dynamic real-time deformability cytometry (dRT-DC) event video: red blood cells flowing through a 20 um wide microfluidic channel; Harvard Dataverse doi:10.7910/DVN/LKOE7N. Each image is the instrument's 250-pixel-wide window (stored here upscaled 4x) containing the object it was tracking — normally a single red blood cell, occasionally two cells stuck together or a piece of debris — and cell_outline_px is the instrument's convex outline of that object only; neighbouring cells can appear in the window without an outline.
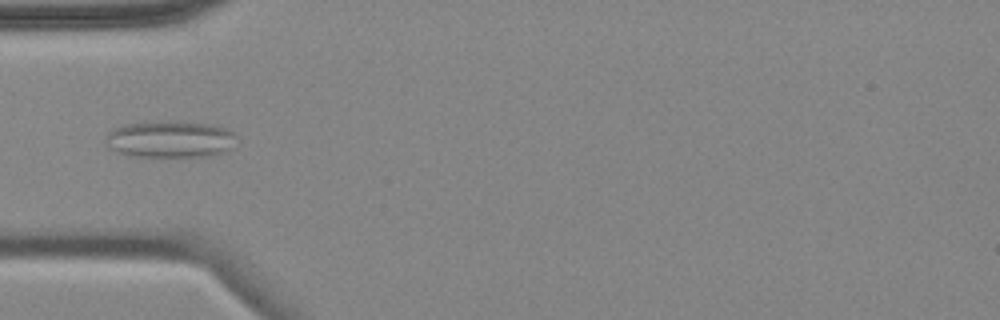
{"species": "common noctule bat (a hibernating species)", "species_latin": "Nyctalus noctula", "temperature_condition": "cold", "stored_images_in_passage": 10, "camera_frame_rate_fps": 3000, "um_per_image_px": 0.085, "animal": {"sex": "female", "body_mass_g": 18.4}, "frame": {"image": 1, "passage_image": 5, "time_ms": 4.667, "image_size_px": [1000, 320], "cell_outline_px": [[236, 136], [232, 148], [228, 152], [212, 156], [132, 156], [116, 152], [108, 148], [104, 144], [108, 132], [112, 128], [124, 124], [172, 120], [180, 120], [212, 124], [228, 128], [236, 132]], "centroid_in_image_um": [14.49, 11.82], "position_along_channel_um": 70.5, "area_um2": 28.9}}